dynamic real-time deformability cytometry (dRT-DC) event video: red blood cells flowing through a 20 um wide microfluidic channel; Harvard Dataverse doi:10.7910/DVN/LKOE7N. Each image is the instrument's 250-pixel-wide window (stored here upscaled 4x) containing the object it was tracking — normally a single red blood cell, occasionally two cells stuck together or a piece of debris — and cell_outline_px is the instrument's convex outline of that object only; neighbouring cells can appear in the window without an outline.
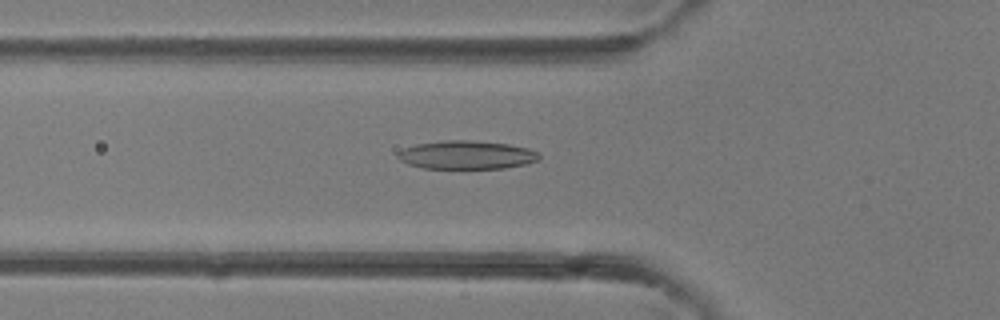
{"species": "common noctule bat (a hibernating species)", "species_latin": "Nyctalus noctula", "temperature_condition": "room temperature", "stored_images_in_passage": 40, "camera_frame_rate_fps": 3000, "um_per_image_px": 0.085, "animal": {"sex": "female"}, "frame": {"image": 1, "passage_image": 14, "time_ms": 4.333, "image_size_px": [1000, 320], "cell_outline_px": [[540, 160], [524, 164], [504, 168], [424, 168], [408, 164], [400, 160], [396, 156], [404, 148], [416, 144], [444, 140], [468, 140], [508, 144], [528, 148], [540, 152]], "centroid_in_image_um": [39.69, 13.16], "position_along_channel_um": 86.1, "area_um2": 23.35}}
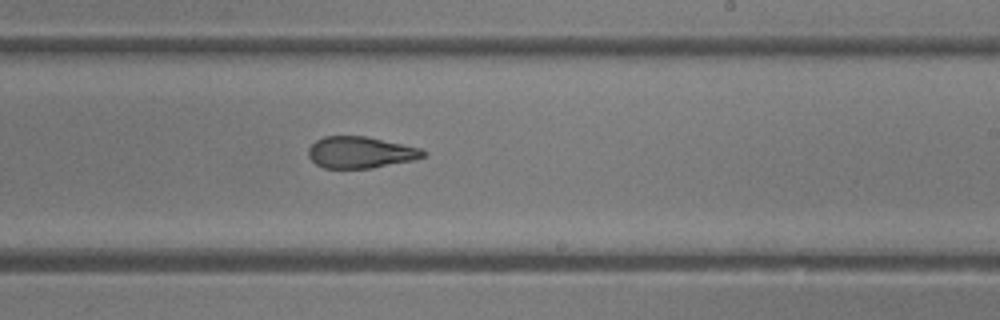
{"frame": {"image": 2, "passage_image": 24, "time_ms": 7.667, "image_size_px": [1000, 320], "cell_outline_px": [[428, 152], [424, 156], [412, 160], [372, 168], [324, 168], [316, 164], [308, 156], [308, 148], [316, 140], [324, 136], [364, 136], [420, 148]], "centroid_in_image_um": [30.61, 12.95], "position_along_channel_um": 258.4, "area_um2": 20.92}}
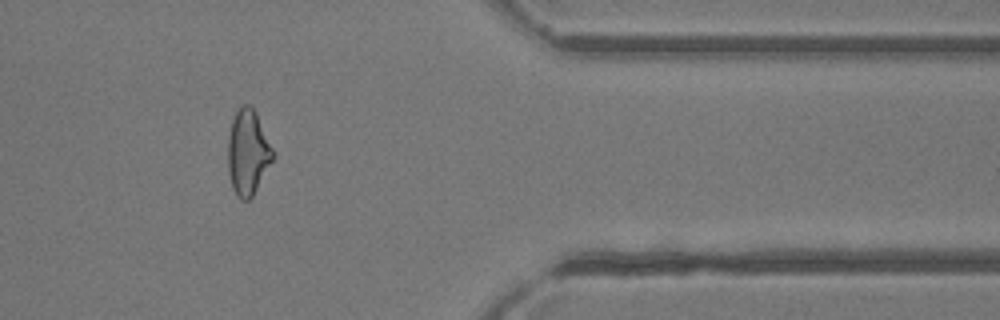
{"frame": {"image": 3, "passage_image": 33, "time_ms": 10.667, "image_size_px": [1000, 320], "cell_outline_px": [[276, 156], [252, 196], [248, 200], [240, 200], [236, 196], [232, 188], [228, 172], [228, 136], [232, 120], [236, 112], [244, 104], [248, 104], [256, 112]], "centroid_in_image_um": [21.07, 12.98], "position_along_channel_um": 390.3, "area_um2": 22.37}}